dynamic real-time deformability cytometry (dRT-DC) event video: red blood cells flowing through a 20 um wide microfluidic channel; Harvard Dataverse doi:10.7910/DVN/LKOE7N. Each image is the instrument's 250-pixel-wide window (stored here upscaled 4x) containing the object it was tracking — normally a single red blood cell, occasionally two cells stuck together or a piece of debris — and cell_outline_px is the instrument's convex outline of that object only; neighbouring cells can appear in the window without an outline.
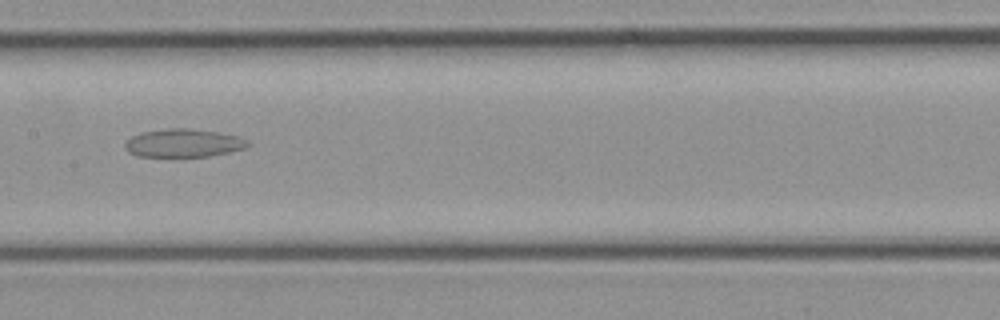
{"species": "common noctule bat (a hibernating species)", "species_latin": "Nyctalus noctula", "temperature_condition": "cold", "stored_images_in_passage": 26, "camera_frame_rate_fps": 3000, "um_per_image_px": 0.085, "animal": {"sex": "female", "body_mass_g": 21.9}, "frame": {"image": 1, "passage_image": 9, "time_ms": 2.667, "image_size_px": [1000, 320], "cell_outline_px": [[252, 144], [248, 148], [208, 156], [136, 156], [128, 152], [124, 148], [124, 144], [132, 136], [140, 132], [168, 128], [188, 128], [216, 132], [236, 136], [248, 140]], "centroid_in_image_um": [15.59, 12.16], "position_along_channel_um": 191.8, "area_um2": 20.17}}
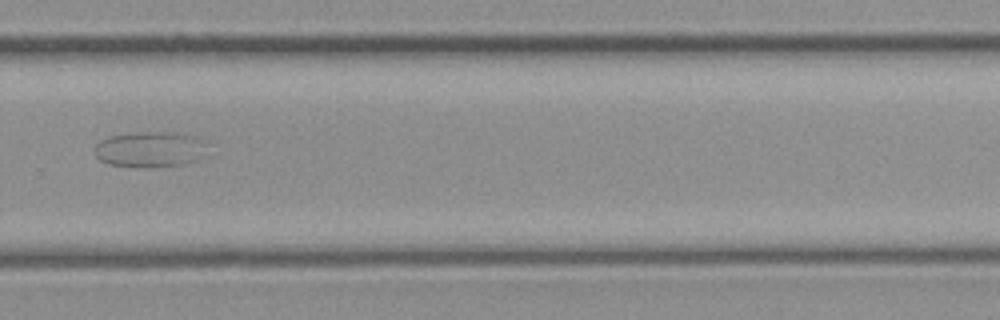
{"frame": {"image": 2, "passage_image": 15, "time_ms": 4.667, "image_size_px": [1000, 320], "cell_outline_px": [[208, 156], [200, 160], [184, 164], [140, 168], [108, 164], [100, 160], [96, 156], [96, 144], [100, 140], [108, 136], [132, 132], [176, 132], [196, 136], [204, 140]], "centroid_in_image_um": [12.82, 12.69], "position_along_channel_um": 317.0, "area_um2": 24.04}}
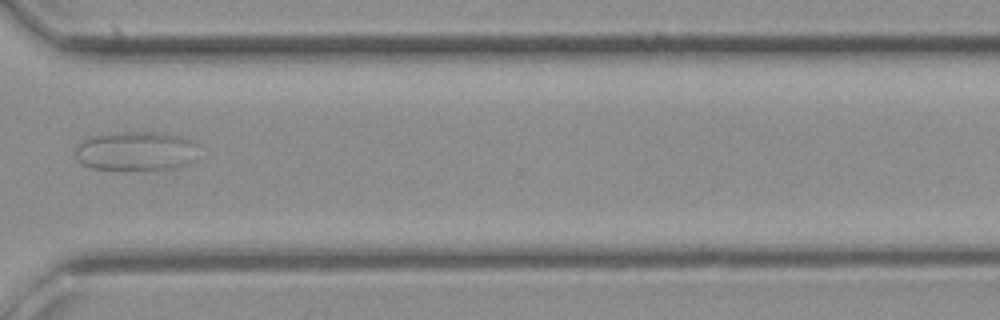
{"frame": {"image": 3, "passage_image": 17, "time_ms": 5.333, "image_size_px": [1000, 320], "cell_outline_px": [[200, 144], [188, 164], [172, 168], [92, 168], [84, 164], [72, 152], [76, 144], [80, 140], [88, 136], [116, 132], [164, 132], [196, 140]], "centroid_in_image_um": [11.53, 12.78], "position_along_channel_um": 359.1, "area_um2": 28.15}}